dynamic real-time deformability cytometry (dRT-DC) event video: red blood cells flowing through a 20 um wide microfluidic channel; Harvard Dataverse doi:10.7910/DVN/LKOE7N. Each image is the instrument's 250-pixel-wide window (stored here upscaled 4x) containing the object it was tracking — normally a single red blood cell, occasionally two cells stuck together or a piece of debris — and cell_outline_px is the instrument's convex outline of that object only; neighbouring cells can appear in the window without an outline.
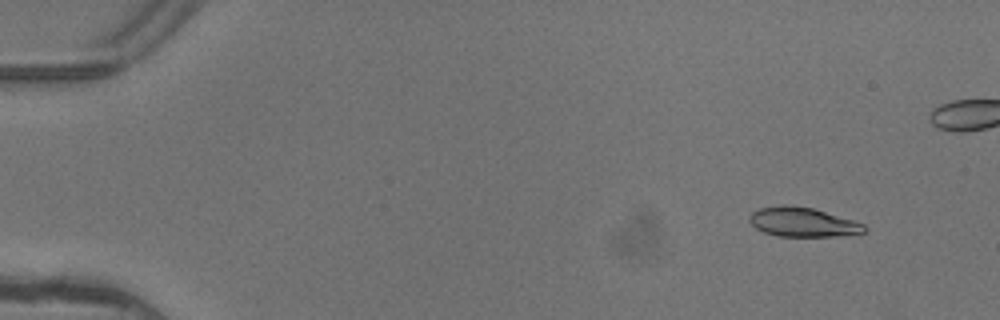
{"species": "common noctule bat (a hibernating species)", "species_latin": "Nyctalus noctula", "temperature_condition": "warm", "stored_images_in_passage": 5, "camera_frame_rate_fps": 3000, "um_per_image_px": 0.085, "animal": {"sex": "female"}, "frame": {"image": 1, "passage_image": 2, "time_ms": 0.333, "image_size_px": [1000, 320], "cell_outline_px": [[868, 228], [864, 232], [836, 236], [776, 236], [764, 232], [756, 228], [748, 220], [748, 216], [752, 212], [760, 208], [780, 204], [788, 204], [812, 208], [852, 220], [864, 224]], "centroid_in_image_um": [68.19, 18.87], "position_along_channel_um": 16.8, "area_um2": 19.59}}